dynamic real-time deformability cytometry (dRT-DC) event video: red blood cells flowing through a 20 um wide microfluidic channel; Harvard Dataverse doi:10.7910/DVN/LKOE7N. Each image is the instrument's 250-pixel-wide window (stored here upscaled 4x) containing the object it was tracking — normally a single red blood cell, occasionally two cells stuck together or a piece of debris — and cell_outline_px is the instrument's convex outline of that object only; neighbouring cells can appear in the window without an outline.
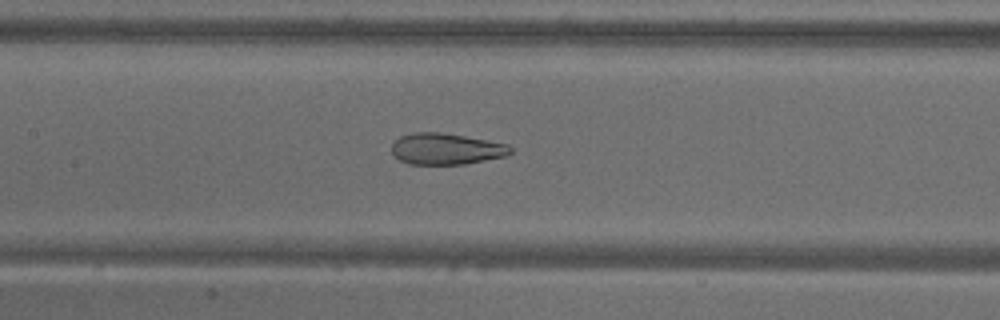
{"species": "common noctule bat (a hibernating species)", "species_latin": "Nyctalus noctula", "temperature_condition": "warm", "stored_images_in_passage": 53, "camera_frame_rate_fps": 3000, "um_per_image_px": 0.085, "animal": {"sex": "male", "body_mass_g": 18.8}, "frame": {"image": 1, "passage_image": 25, "time_ms": 8.0, "image_size_px": [1000, 320], "cell_outline_px": [[512, 152], [504, 156], [464, 164], [408, 164], [400, 160], [392, 152], [392, 144], [400, 136], [412, 132], [440, 132], [464, 136], [508, 144], [512, 148]], "centroid_in_image_um": [37.9, 12.65], "position_along_channel_um": 169.5, "area_um2": 21.5}}
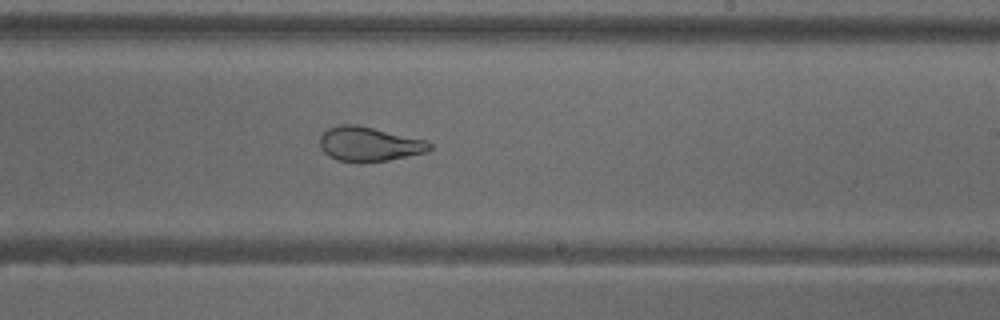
{"frame": {"image": 2, "passage_image": 32, "time_ms": 10.333, "image_size_px": [1000, 320], "cell_outline_px": [[432, 148], [428, 152], [388, 160], [336, 160], [328, 156], [320, 148], [320, 136], [328, 128], [340, 124], [356, 124], [424, 140], [432, 144]], "centroid_in_image_um": [31.36, 12.22], "position_along_channel_um": 257.6, "area_um2": 21.5}}
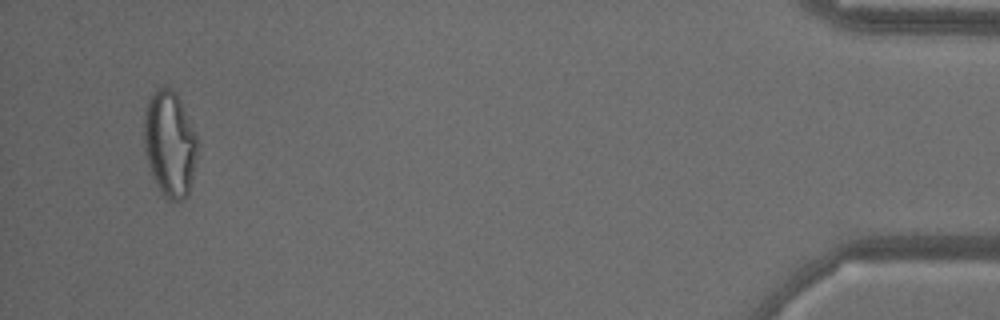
{"frame": {"image": 3, "passage_image": 51, "time_ms": 16.667, "image_size_px": [1000, 320], "cell_outline_px": [[196, 156], [188, 196], [180, 200], [168, 200], [160, 192], [152, 176], [144, 152], [144, 112], [148, 96], [156, 88], [164, 84], [172, 88], [176, 92], [196, 132]], "centroid_in_image_um": [14.39, 12.16], "position_along_channel_um": 420.8, "area_um2": 33.35}, "authors_computed_cell_mechanics": {"area_um2": 28.7844, "velocity_mm_per_s": 3.7894, "shape_relaxation_time_tau1_ms": null, "shape_relaxation_time_tau2_ms": 1.1693, "deformation_change_tau1": null, "deformation_change_tau2": 0.0901}}